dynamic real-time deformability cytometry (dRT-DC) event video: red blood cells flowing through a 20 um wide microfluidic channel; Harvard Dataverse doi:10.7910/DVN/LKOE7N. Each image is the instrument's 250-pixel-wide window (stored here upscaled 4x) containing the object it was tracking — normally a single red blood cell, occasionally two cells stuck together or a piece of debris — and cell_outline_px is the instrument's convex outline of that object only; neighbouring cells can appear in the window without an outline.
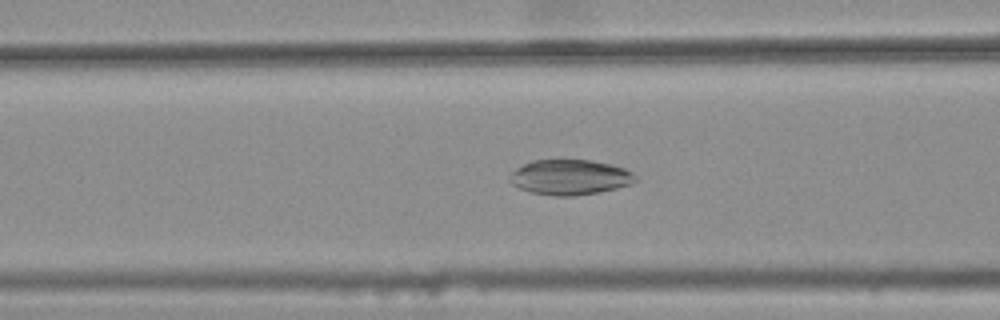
{"species": "common noctule bat (a hibernating species)", "species_latin": "Nyctalus noctula", "temperature_condition": "warm", "stored_images_in_passage": 45, "camera_frame_rate_fps": 3000, "um_per_image_px": 0.085, "animal": {"sex": "female", "body_mass_g": 25.1}, "frame": {"image": 1, "passage_image": 21, "time_ms": 6.667, "image_size_px": [1000, 320], "cell_outline_px": [[636, 180], [632, 184], [600, 192], [576, 196], [556, 196], [532, 192], [520, 188], [512, 184], [508, 180], [508, 176], [516, 168], [532, 160], [592, 160], [612, 164], [624, 168], [632, 172], [636, 176]], "centroid_in_image_um": [48.45, 15.06], "position_along_channel_um": 118.1, "area_um2": 25.89}}
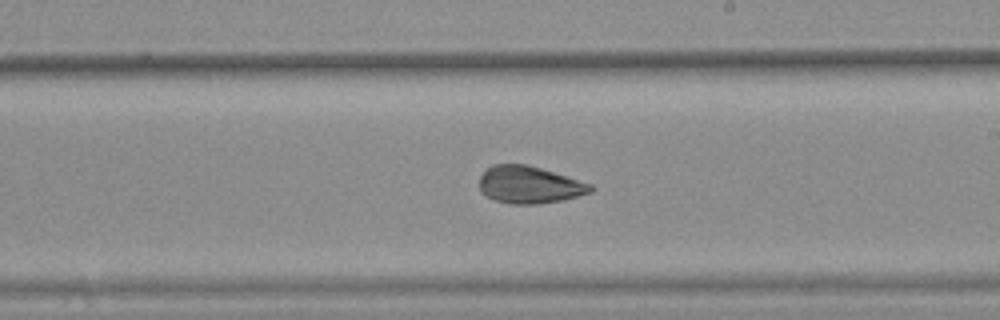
{"frame": {"image": 2, "passage_image": 31, "time_ms": 10.0, "image_size_px": [1000, 320], "cell_outline_px": [[596, 188], [592, 192], [564, 200], [536, 204], [512, 204], [496, 200], [480, 192], [480, 176], [492, 164], [528, 164], [568, 176], [592, 184]], "centroid_in_image_um": [45.04, 15.7], "position_along_channel_um": 244.0, "area_um2": 24.28}}
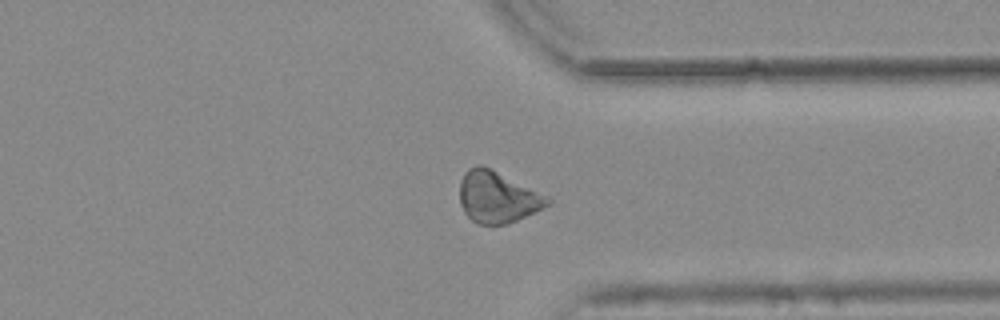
{"frame": {"image": 3, "passage_image": 41, "time_ms": 13.333, "image_size_px": [1000, 320], "cell_outline_px": [[552, 204], [508, 224], [476, 224], [464, 212], [460, 204], [460, 180], [464, 172], [468, 168], [476, 164], [480, 164], [492, 168], [552, 200]], "centroid_in_image_um": [42.24, 16.74], "position_along_channel_um": 369.2, "area_um2": 26.24}, "authors_computed_cell_mechanics": {"area_um2": 26.588, "velocity_mm_per_s": 3.7838, "shape_relaxation_time_tau1_ms": 4.6872, "shape_relaxation_time_tau2_ms": 3.9033, "deformation_change_tau1": 0.0962, "deformation_change_tau2": 0.1049}}